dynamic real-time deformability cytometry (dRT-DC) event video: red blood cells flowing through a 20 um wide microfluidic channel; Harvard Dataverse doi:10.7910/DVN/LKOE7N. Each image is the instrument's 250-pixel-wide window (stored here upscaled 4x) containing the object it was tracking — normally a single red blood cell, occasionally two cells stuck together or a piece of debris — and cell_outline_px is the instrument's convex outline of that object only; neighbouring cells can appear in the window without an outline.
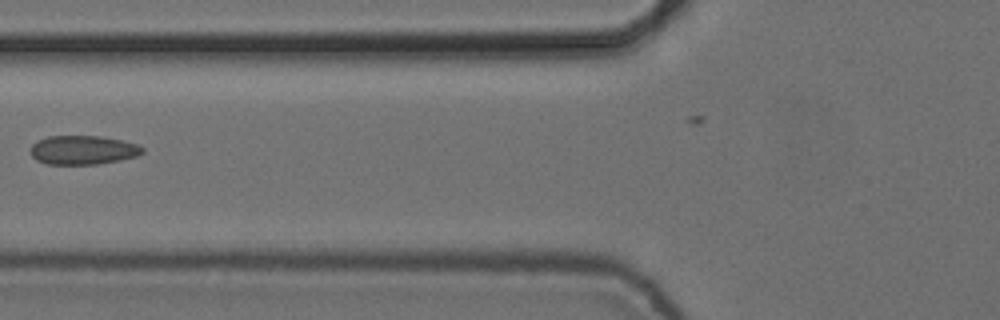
{"species": "common noctule bat (a hibernating species)", "species_latin": "Nyctalus noctula", "temperature_condition": "cold", "stored_images_in_passage": 8, "camera_frame_rate_fps": 3000, "um_per_image_px": 0.085, "animal": {"sex": "female", "body_mass_g": 24.6, "forearm_length_mm": 56.2}, "frame": {"image": 1, "passage_image": 6, "time_ms": 1.667, "image_size_px": [1000, 320], "cell_outline_px": [[144, 152], [136, 156], [120, 160], [96, 164], [48, 164], [36, 160], [32, 156], [32, 144], [48, 136], [100, 136], [120, 140], [136, 144], [144, 148]], "centroid_in_image_um": [7.06, 12.75], "position_along_channel_um": 118.7, "area_um2": 18.67}}
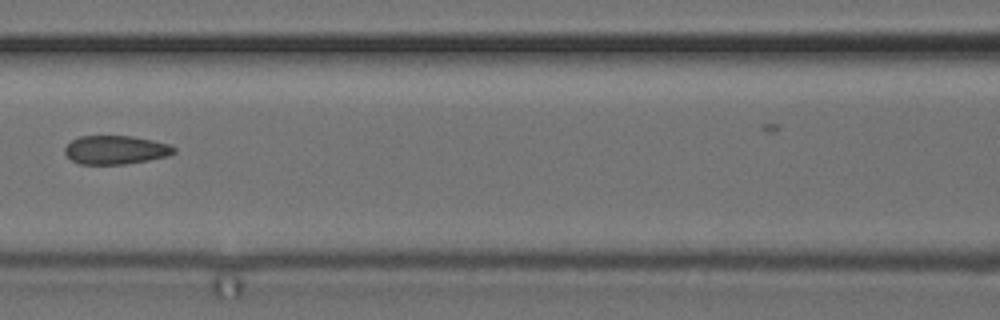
{"frame": {"image": 2, "passage_image": 7, "time_ms": 2.0, "image_size_px": [1000, 320], "cell_outline_px": [[176, 152], [168, 156], [148, 160], [124, 164], [80, 164], [72, 160], [64, 152], [64, 148], [72, 140], [80, 136], [132, 136], [152, 140], [168, 144], [176, 148]], "centroid_in_image_um": [9.84, 12.74], "position_along_channel_um": 156.8, "area_um2": 18.15}}